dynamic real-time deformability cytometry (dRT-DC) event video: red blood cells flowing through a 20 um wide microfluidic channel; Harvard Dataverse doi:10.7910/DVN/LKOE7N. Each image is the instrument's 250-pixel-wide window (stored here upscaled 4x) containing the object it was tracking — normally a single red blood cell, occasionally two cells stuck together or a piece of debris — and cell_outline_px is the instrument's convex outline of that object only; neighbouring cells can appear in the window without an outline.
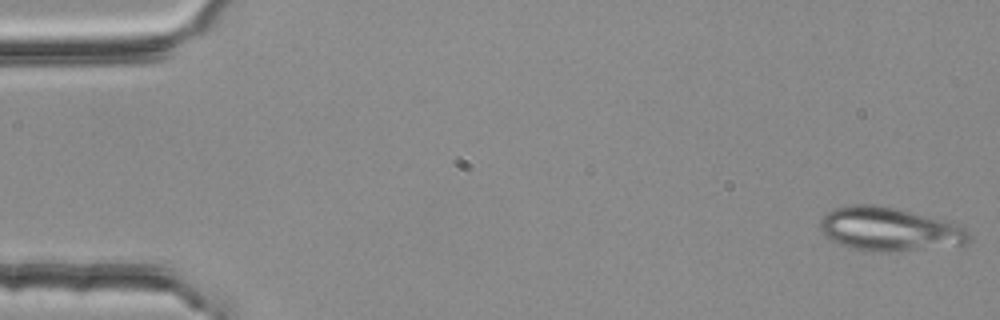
{"species": "common noctule bat (a hibernating species)", "species_latin": "Nyctalus noctula", "temperature_condition": "room temperature", "stored_images_in_passage": 4, "camera_frame_rate_fps": 3000, "um_per_image_px": 0.085, "animal": {"sex": "female", "body_mass_g": 25.1}, "frame": {"image": 1, "passage_image": 1, "time_ms": 0.0, "image_size_px": [1000, 320], "cell_outline_px": [[972, 240], [964, 244], [872, 252], [840, 244], [824, 236], [820, 232], [820, 220], [832, 208], [852, 204], [872, 204], [892, 208], [960, 224], [972, 236]], "centroid_in_image_um": [75.54, 19.46], "position_along_channel_um": 9.5, "area_um2": 37.05}}